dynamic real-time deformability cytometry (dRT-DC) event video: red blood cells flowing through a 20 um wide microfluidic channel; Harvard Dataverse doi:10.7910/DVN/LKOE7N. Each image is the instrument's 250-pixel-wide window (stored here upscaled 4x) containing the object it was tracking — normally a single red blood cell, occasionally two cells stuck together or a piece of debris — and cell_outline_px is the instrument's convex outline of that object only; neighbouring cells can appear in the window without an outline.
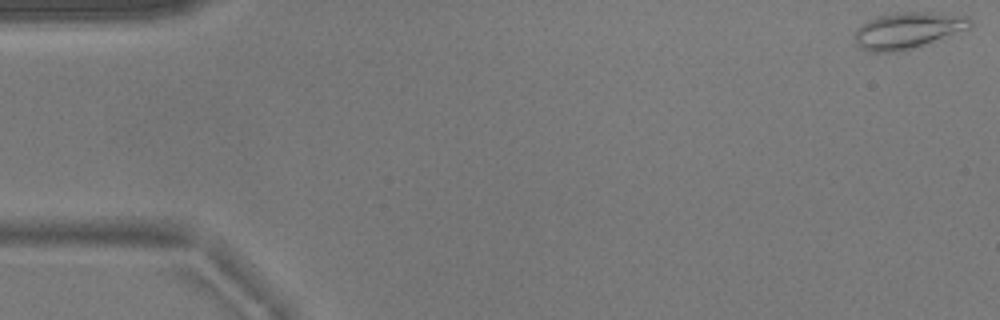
{"species": "common noctule bat (a hibernating species)", "species_latin": "Nyctalus noctula", "temperature_condition": "warm", "stored_images_in_passage": 53, "camera_frame_rate_fps": 3000, "um_per_image_px": 0.085, "animal": {"sex": "male", "body_mass_g": 17.9}, "frame": {"image": 1, "passage_image": 1, "time_ms": 0.0, "image_size_px": [1000, 320], "cell_outline_px": [[972, 24], [968, 28], [920, 48], [892, 52], [872, 52], [860, 48], [856, 44], [852, 36], [856, 28], [868, 20], [880, 16], [896, 12], [932, 12], [968, 16], [972, 20]], "centroid_in_image_um": [77.15, 2.6], "position_along_channel_um": 7.9, "area_um2": 24.91}}
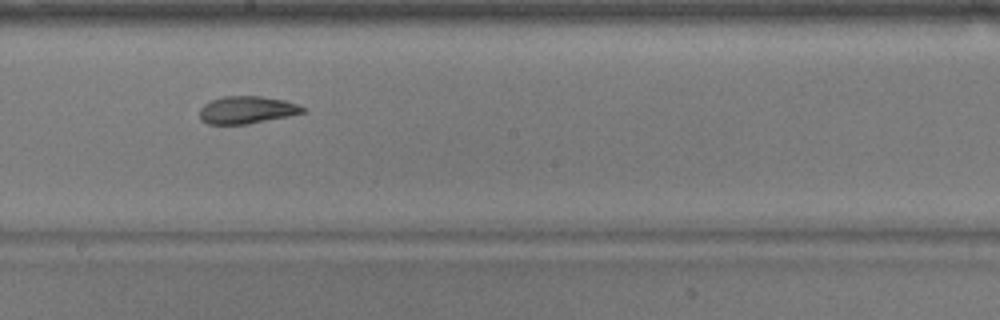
{"frame": {"image": 2, "passage_image": 29, "time_ms": 9.333, "image_size_px": [1000, 320], "cell_outline_px": [[304, 112], [292, 116], [248, 124], [208, 124], [200, 120], [200, 108], [204, 104], [212, 100], [224, 96], [260, 96], [284, 100], [296, 104], [304, 108]], "centroid_in_image_um": [20.97, 9.35], "position_along_channel_um": 227.2, "area_um2": 16.53}}
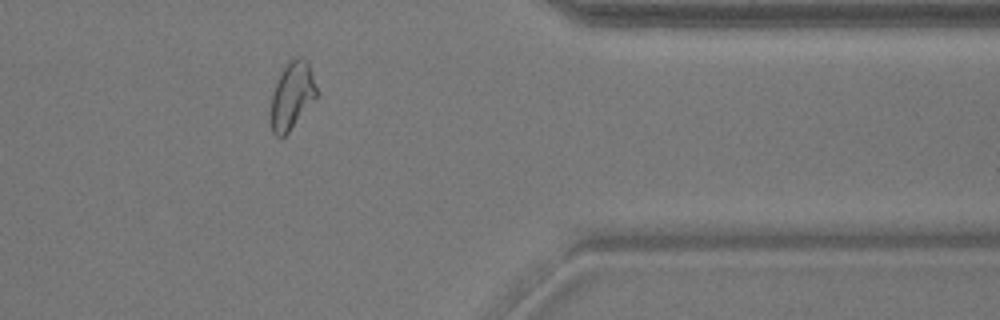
{"frame": {"image": 3, "passage_image": 43, "time_ms": 14.0, "image_size_px": [1000, 320], "cell_outline_px": [[320, 96], [288, 132], [284, 136], [276, 136], [272, 132], [272, 92], [276, 80], [280, 72], [288, 60], [296, 56], [304, 56], [308, 60], [320, 92]], "centroid_in_image_um": [24.9, 8.04], "position_along_channel_um": 386.5, "area_um2": 18.61}, "authors_computed_cell_mechanics": {"area_um2": 18.7272, "velocity_mm_per_s": 3.8, "shape_relaxation_time_tau1_ms": null, "shape_relaxation_time_tau2_ms": 3.2004, "deformation_change_tau1": null, "deformation_change_tau2": 0.0759}}